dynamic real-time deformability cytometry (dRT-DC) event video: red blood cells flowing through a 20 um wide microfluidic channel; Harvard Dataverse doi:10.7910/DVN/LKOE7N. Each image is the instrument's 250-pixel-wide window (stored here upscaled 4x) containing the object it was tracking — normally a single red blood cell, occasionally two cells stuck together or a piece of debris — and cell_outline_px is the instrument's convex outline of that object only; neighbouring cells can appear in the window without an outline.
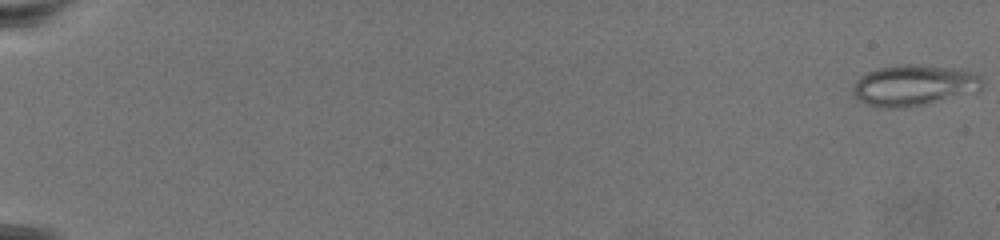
{"species": "common noctule bat (a hibernating species)", "species_latin": "Nyctalus noctula", "temperature_condition": "warm", "stored_images_in_passage": 74, "camera_frame_rate_fps": 3000, "um_per_image_px": 0.085, "animal": {"sex": "female", "body_mass_g": 19.5, "forearm_length_mm": 54.1}, "frame": {"image": 1, "passage_image": 1, "time_ms": 0.0, "image_size_px": [1000, 240], "cell_outline_px": [[980, 92], [924, 104], [904, 108], [884, 108], [868, 104], [860, 100], [852, 92], [852, 88], [856, 80], [860, 76], [868, 72], [880, 68], [904, 64], [908, 64], [952, 68], [968, 72], [980, 76]], "centroid_in_image_um": [77.66, 7.27], "position_along_channel_um": 7.3, "area_um2": 30.46}}
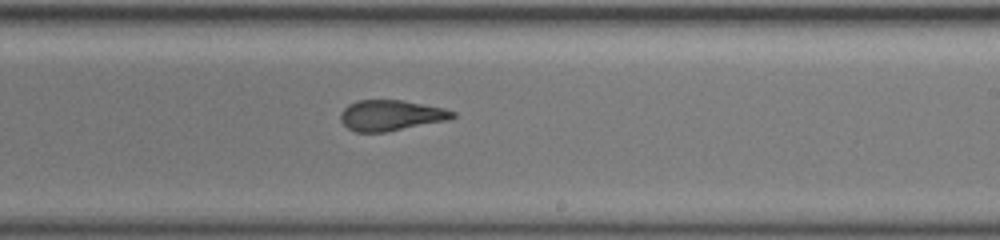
{"frame": {"image": 2, "passage_image": 48, "time_ms": 15.667, "image_size_px": [1000, 240], "cell_outline_px": [[456, 116], [448, 120], [384, 132], [356, 132], [348, 128], [340, 120], [340, 112], [348, 104], [356, 100], [404, 100], [444, 108], [456, 112]], "centroid_in_image_um": [33.22, 9.79], "position_along_channel_um": 255.8, "area_um2": 20.06}}
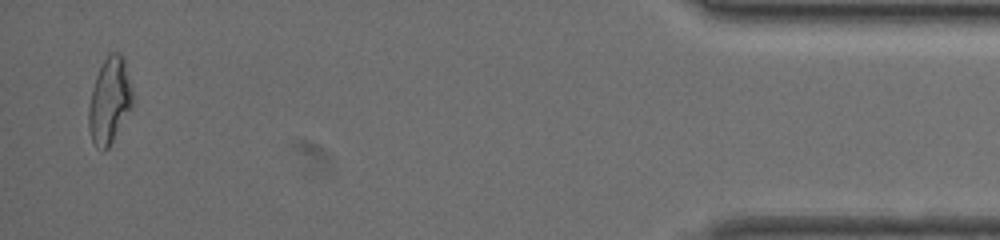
{"frame": {"image": 3, "passage_image": 72, "time_ms": 23.667, "image_size_px": [1000, 240], "cell_outline_px": [[136, 100], [132, 108], [108, 148], [96, 148], [92, 140], [88, 128], [88, 108], [92, 88], [96, 76], [108, 52], [120, 52], [124, 60]], "centroid_in_image_um": [9.33, 8.54], "position_along_channel_um": 425.9, "area_um2": 22.25}}